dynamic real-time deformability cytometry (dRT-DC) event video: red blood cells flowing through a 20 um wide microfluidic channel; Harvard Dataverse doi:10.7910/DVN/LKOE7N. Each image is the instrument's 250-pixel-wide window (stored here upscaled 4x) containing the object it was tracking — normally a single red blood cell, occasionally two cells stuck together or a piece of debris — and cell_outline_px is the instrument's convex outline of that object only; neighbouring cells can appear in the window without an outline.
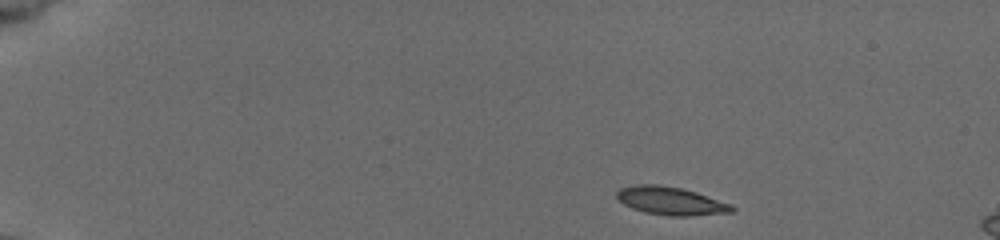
{"species": "common noctule bat (a hibernating species)", "species_latin": "Nyctalus noctula", "temperature_condition": "cold", "stored_images_in_passage": 43, "camera_frame_rate_fps": 3000, "um_per_image_px": 0.085, "animal": {"sex": "female", "body_mass_g": 19.5, "forearm_length_mm": 54.1}, "frame": {"image": 1, "passage_image": 1, "time_ms": 0.0, "image_size_px": [1000, 240], "cell_outline_px": [[736, 208], [732, 212], [692, 216], [668, 216], [644, 212], [632, 208], [624, 204], [616, 196], [616, 192], [620, 188], [636, 184], [656, 184], [680, 188], [696, 192], [732, 204]], "centroid_in_image_um": [57.03, 17.08], "position_along_channel_um": 28.0, "area_um2": 18.9}}
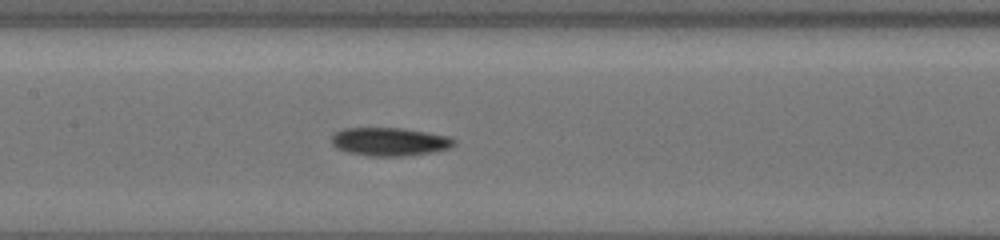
{"frame": {"image": 2, "passage_image": 26, "time_ms": 6.667, "image_size_px": [1000, 240], "cell_outline_px": [[456, 144], [452, 148], [432, 152], [404, 156], [368, 156], [348, 152], [336, 148], [332, 144], [332, 136], [336, 132], [344, 128], [404, 128], [448, 136], [456, 140]], "centroid_in_image_um": [33.15, 12.04], "position_along_channel_um": 174.3, "area_um2": 20.29}}
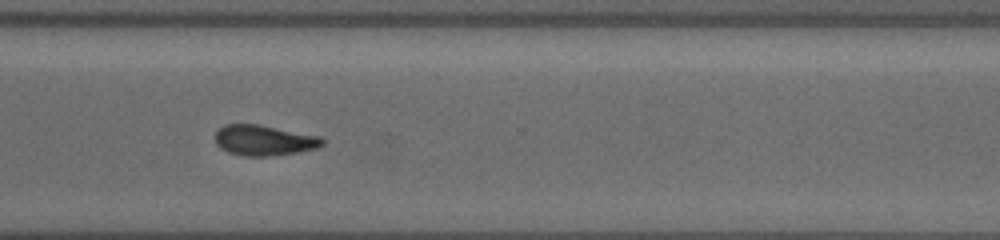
{"frame": {"image": 3, "passage_image": 42, "time_ms": 11.333, "image_size_px": [1000, 240], "cell_outline_px": [[324, 144], [316, 148], [296, 152], [268, 156], [244, 156], [228, 152], [220, 148], [216, 144], [216, 132], [224, 124], [260, 124], [320, 136], [324, 140]], "centroid_in_image_um": [22.43, 11.92], "position_along_channel_um": 348.2, "area_um2": 19.02}}